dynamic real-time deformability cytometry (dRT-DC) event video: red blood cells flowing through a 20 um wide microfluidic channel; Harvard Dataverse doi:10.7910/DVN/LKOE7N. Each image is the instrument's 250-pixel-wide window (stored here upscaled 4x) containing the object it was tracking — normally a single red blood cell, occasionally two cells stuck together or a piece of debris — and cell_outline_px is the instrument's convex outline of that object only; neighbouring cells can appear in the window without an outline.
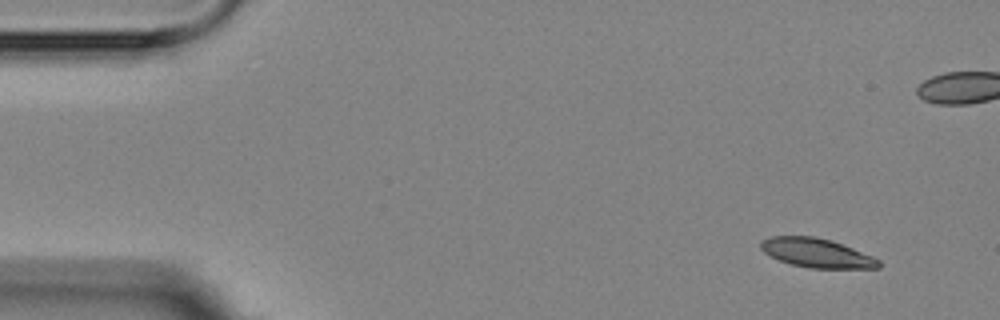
{"species": "Egyptian fruit bat (a non-hibernating species)", "species_latin": "Rousettus aegyptiacus", "temperature_condition": "room temperature", "stored_images_in_passage": 5, "camera_frame_rate_fps": 3000, "um_per_image_px": 0.085, "animal": {"sex": "female"}, "frame": {"image": 1, "passage_image": 1, "time_ms": 0.0, "image_size_px": [1000, 320], "cell_outline_px": [[880, 268], [808, 268], [792, 264], [780, 260], [764, 252], [760, 248], [760, 244], [764, 240], [772, 236], [816, 236], [832, 240], [872, 256], [880, 260]], "centroid_in_image_um": [69.44, 21.5], "position_along_channel_um": 15.6, "area_um2": 19.83}}